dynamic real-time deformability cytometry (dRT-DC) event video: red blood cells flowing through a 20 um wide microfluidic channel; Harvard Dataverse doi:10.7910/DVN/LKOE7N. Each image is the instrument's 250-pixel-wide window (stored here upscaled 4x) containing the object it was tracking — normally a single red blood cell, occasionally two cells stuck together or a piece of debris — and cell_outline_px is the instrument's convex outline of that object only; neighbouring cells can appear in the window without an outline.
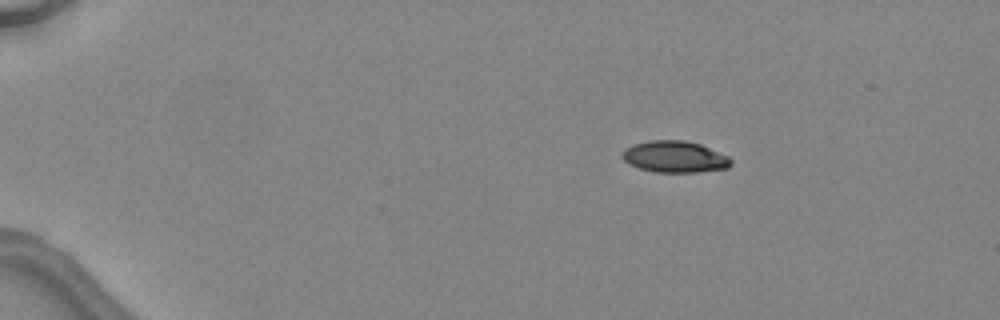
{"species": "common noctule bat (a hibernating species)", "species_latin": "Nyctalus noctula", "temperature_condition": "warm", "stored_images_in_passage": 3, "camera_frame_rate_fps": 3000, "um_per_image_px": 0.085, "animal": {"sex": "female", "body_mass_g": 24.6, "forearm_length_mm": 56.2}, "frame": {"image": 1, "passage_image": 1, "time_ms": 0.0, "image_size_px": [1000, 320], "cell_outline_px": [[732, 164], [728, 168], [696, 172], [656, 172], [640, 168], [628, 164], [620, 156], [624, 148], [632, 144], [648, 140], [684, 140], [700, 144], [728, 156], [732, 160]], "centroid_in_image_um": [57.32, 13.32], "position_along_channel_um": 27.7, "area_um2": 20.11}}